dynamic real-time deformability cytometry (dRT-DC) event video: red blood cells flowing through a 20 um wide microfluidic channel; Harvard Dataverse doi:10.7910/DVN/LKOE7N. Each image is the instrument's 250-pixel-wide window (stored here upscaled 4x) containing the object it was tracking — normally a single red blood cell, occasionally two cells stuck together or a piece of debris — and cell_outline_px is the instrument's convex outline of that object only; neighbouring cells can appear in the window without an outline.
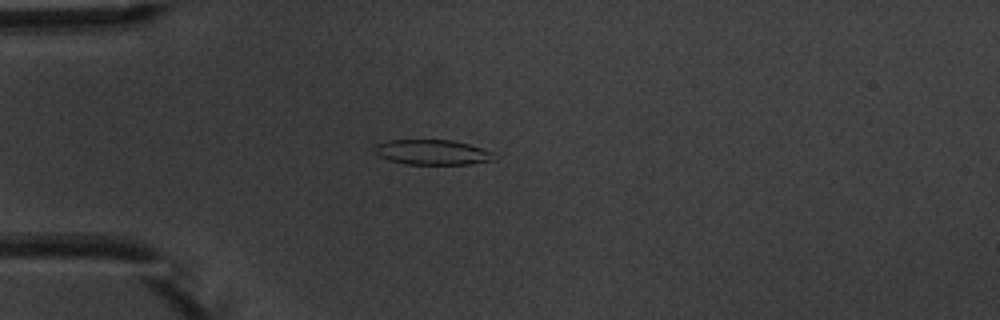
{"species": "common noctule bat (a hibernating species)", "species_latin": "Nyctalus noctula", "temperature_condition": "warm", "stored_images_in_passage": 5, "camera_frame_rate_fps": 3000, "um_per_image_px": 0.085, "animal": {"sex": "male", "body_mass_g": 20.1, "forearm_length_mm": 53.5}, "frame": {"image": 1, "passage_image": 4, "time_ms": 4.333, "image_size_px": [1000, 320], "cell_outline_px": [[500, 156], [496, 160], [468, 164], [404, 164], [388, 160], [380, 156], [372, 148], [376, 144], [388, 140], [452, 140], [468, 144], [492, 152]], "centroid_in_image_um": [36.77, 12.94], "position_along_channel_um": 48.2, "area_um2": 17.57}}